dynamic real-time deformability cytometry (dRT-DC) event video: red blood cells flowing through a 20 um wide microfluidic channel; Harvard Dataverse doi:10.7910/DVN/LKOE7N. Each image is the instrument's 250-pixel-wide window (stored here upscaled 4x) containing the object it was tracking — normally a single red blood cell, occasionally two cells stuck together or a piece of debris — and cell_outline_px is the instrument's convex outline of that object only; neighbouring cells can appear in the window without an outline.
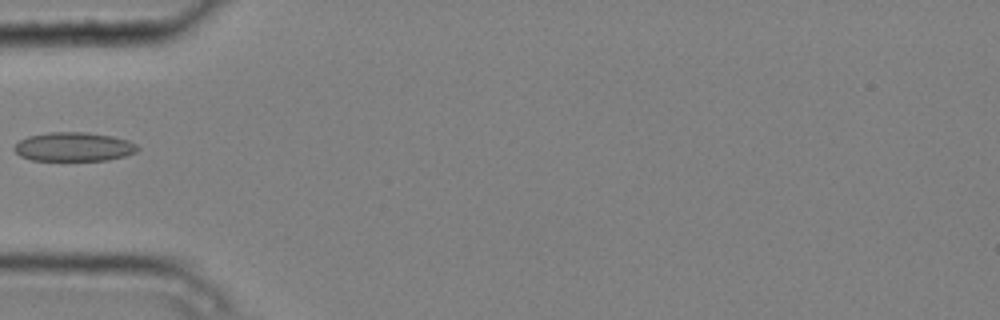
{"species": "common noctule bat (a hibernating species)", "species_latin": "Nyctalus noctula", "temperature_condition": "cold", "stored_images_in_passage": 6, "camera_frame_rate_fps": 3000, "um_per_image_px": 0.085, "animal": {"sex": "male", "body_mass_g": 20.4}, "frame": {"image": 1, "passage_image": 5, "time_ms": 1.333, "image_size_px": [1000, 320], "cell_outline_px": [[140, 148], [136, 152], [124, 156], [108, 160], [32, 160], [20, 156], [12, 148], [20, 140], [28, 136], [48, 132], [88, 132], [112, 136], [128, 140], [136, 144]], "centroid_in_image_um": [6.27, 12.47], "position_along_channel_um": 78.7, "area_um2": 20.87}}
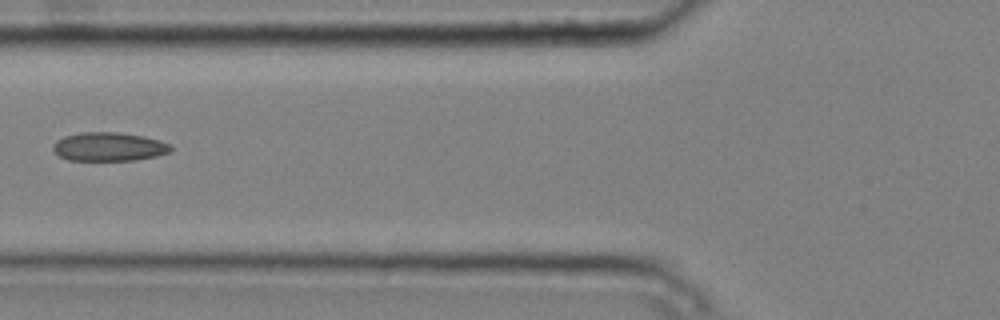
{"frame": {"image": 2, "passage_image": 6, "time_ms": 1.667, "image_size_px": [1000, 320], "cell_outline_px": [[172, 148], [168, 152], [156, 156], [136, 160], [68, 160], [60, 156], [52, 148], [52, 144], [56, 140], [64, 136], [80, 132], [116, 132], [144, 136], [160, 140], [172, 144]], "centroid_in_image_um": [9.25, 12.46], "position_along_channel_um": 116.5, "area_um2": 19.77}}